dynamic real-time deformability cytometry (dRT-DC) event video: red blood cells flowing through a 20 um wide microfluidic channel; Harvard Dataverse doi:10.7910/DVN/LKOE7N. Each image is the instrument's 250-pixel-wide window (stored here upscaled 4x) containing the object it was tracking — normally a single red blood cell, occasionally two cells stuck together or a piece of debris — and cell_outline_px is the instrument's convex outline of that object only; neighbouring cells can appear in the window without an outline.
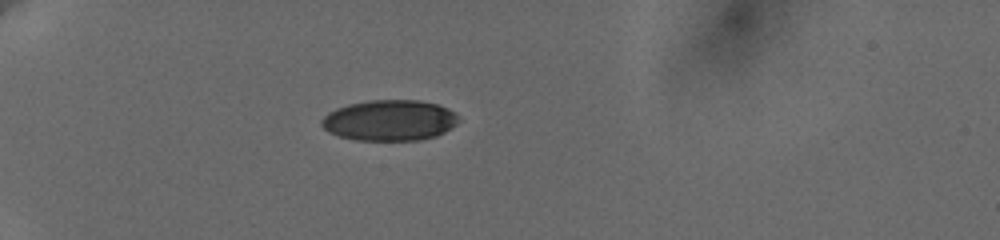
{"species": "human", "species_latin": "Homo sapiens", "temperature_condition": "cold", "stored_images_in_passage": 4, "camera_frame_rate_fps": 3000, "um_per_image_px": 0.085, "donor": {"sex": "female"}, "frame": {"image": 1, "passage_image": 1, "time_ms": 0.0, "image_size_px": [1000, 240], "cell_outline_px": [[460, 120], [456, 124], [444, 132], [436, 136], [420, 140], [356, 140], [340, 136], [328, 132], [320, 124], [320, 120], [328, 112], [336, 108], [348, 104], [372, 100], [420, 100], [436, 104], [448, 108], [456, 112], [460, 116]], "centroid_in_image_um": [33.13, 10.22], "position_along_channel_um": 51.9, "area_um2": 32.77}}